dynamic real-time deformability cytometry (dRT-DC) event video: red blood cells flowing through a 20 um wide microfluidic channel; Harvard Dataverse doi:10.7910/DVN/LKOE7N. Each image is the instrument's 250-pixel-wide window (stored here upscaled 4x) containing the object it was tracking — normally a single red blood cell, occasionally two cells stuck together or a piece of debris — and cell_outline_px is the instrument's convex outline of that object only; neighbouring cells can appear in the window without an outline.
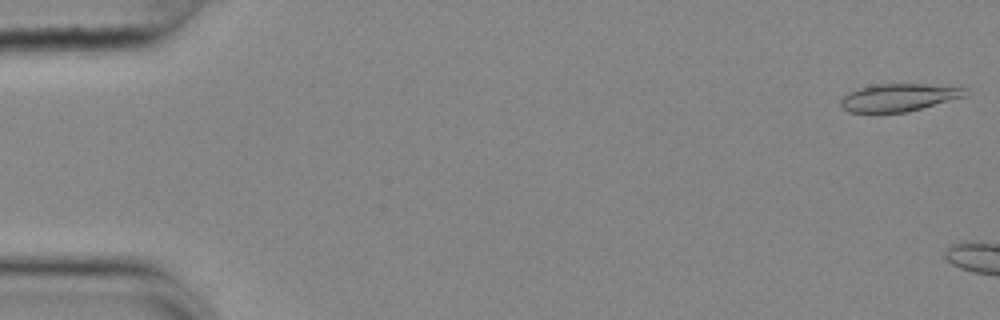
{"species": "common noctule bat (a hibernating species)", "species_latin": "Nyctalus noctula", "temperature_condition": "cold", "stored_images_in_passage": 5, "camera_frame_rate_fps": 3000, "um_per_image_px": 0.085, "animal": {"sex": "female", "body_mass_g": 25.1}, "frame": {"image": 1, "passage_image": 1, "time_ms": 0.0, "image_size_px": [1000, 320], "cell_outline_px": [[968, 96], [908, 112], [848, 112], [840, 104], [840, 100], [848, 92], [860, 88], [880, 84], [920, 84], [964, 88], [968, 92]], "centroid_in_image_um": [76.42, 8.3], "position_along_channel_um": 8.6, "area_um2": 19.88}}